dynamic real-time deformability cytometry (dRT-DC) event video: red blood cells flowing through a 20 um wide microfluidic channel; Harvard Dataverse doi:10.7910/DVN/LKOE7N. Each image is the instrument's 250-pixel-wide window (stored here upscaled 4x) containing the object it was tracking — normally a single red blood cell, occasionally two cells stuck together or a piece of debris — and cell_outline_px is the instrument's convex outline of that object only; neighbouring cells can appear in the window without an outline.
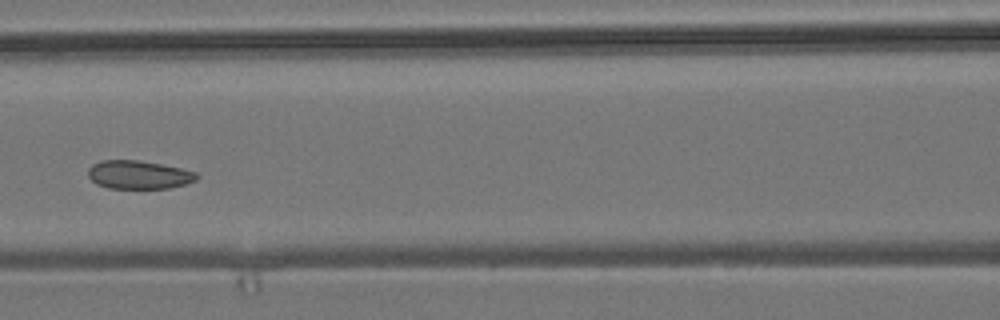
{"species": "common noctule bat (a hibernating species)", "species_latin": "Nyctalus noctula", "temperature_condition": "room temperature", "stored_images_in_passage": 8, "camera_frame_rate_fps": 3000, "um_per_image_px": 0.085, "animal": {"sex": "male", "body_mass_g": 19.2, "forearm_length_mm": 51.8}, "frame": {"image": 1, "passage_image": 6, "time_ms": 5.667, "image_size_px": [1000, 320], "cell_outline_px": [[200, 176], [196, 180], [184, 184], [168, 188], [108, 188], [96, 184], [88, 176], [88, 168], [92, 164], [100, 160], [136, 160], [160, 164], [180, 168], [196, 172]], "centroid_in_image_um": [11.76, 14.85], "position_along_channel_um": 154.8, "area_um2": 17.92}}
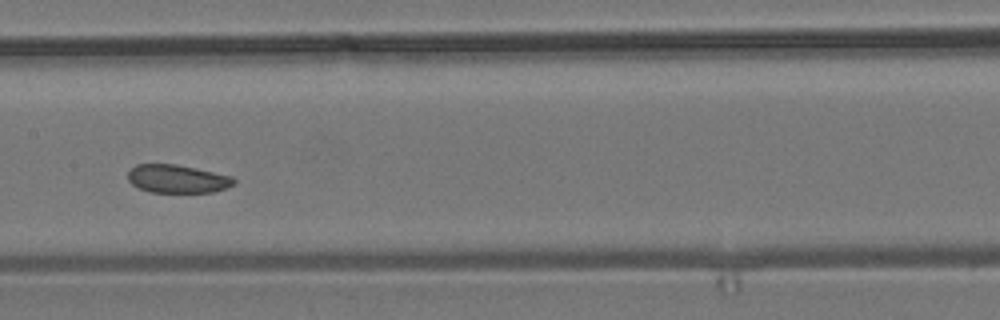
{"frame": {"image": 2, "passage_image": 7, "time_ms": 6.667, "image_size_px": [1000, 320], "cell_outline_px": [[236, 184], [212, 192], [148, 192], [132, 184], [128, 180], [128, 172], [136, 164], [176, 164], [196, 168], [232, 176], [236, 180]], "centroid_in_image_um": [15.08, 15.2], "position_along_channel_um": 192.3, "area_um2": 17.4}}
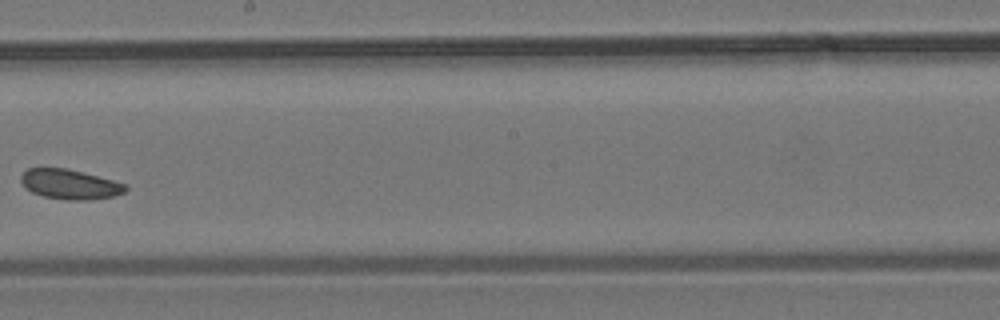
{"frame": {"image": 3, "passage_image": 8, "time_ms": 8.0, "image_size_px": [1000, 320], "cell_outline_px": [[128, 188], [124, 192], [116, 196], [88, 200], [68, 200], [44, 196], [32, 192], [20, 180], [20, 176], [28, 168], [64, 168], [128, 184]], "centroid_in_image_um": [5.97, 15.67], "position_along_channel_um": 242.2, "area_um2": 17.92}}